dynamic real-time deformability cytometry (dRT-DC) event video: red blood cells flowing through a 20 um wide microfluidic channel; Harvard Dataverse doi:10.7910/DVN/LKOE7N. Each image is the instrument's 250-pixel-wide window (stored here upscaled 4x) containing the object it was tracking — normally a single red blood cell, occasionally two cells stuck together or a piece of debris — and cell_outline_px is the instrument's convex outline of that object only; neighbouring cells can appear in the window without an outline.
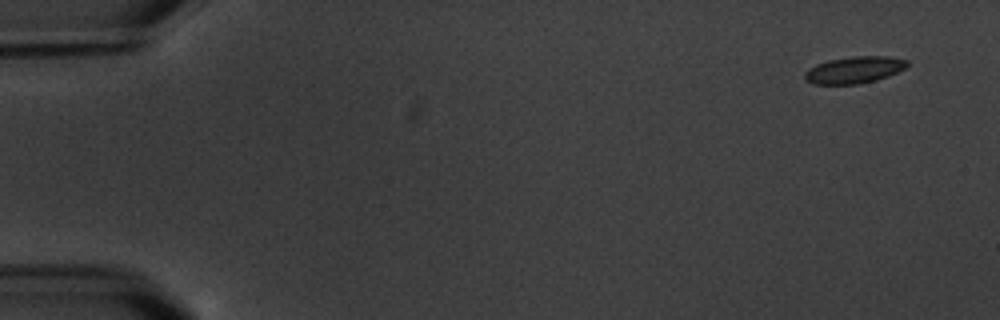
{"species": "common noctule bat (a hibernating species)", "species_latin": "Nyctalus noctula", "temperature_condition": "warm", "stored_images_in_passage": 6, "camera_frame_rate_fps": 3000, "um_per_image_px": 0.085, "animal": {"sex": "male", "body_mass_g": 20.1, "forearm_length_mm": 53.5}, "frame": {"image": 1, "passage_image": 1, "time_ms": 0.0, "image_size_px": [1000, 320], "cell_outline_px": [[908, 64], [904, 68], [888, 76], [876, 80], [856, 84], [812, 84], [804, 76], [804, 72], [808, 68], [816, 64], [828, 60], [852, 56], [888, 56], [908, 60]], "centroid_in_image_um": [72.59, 5.93], "position_along_channel_um": 12.4, "area_um2": 15.95}}
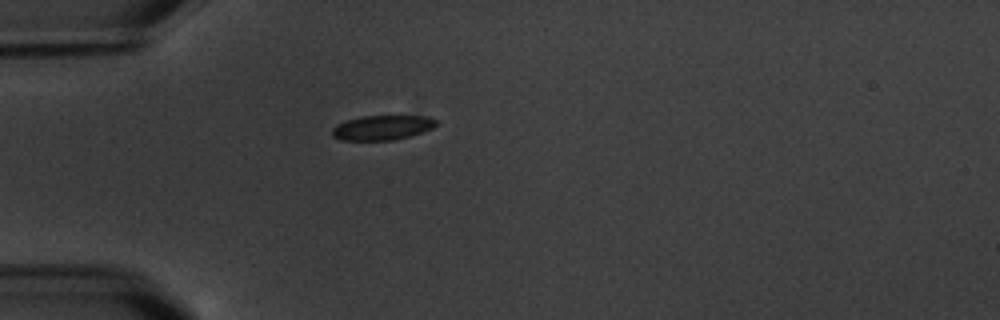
{"frame": {"image": 2, "passage_image": 5, "time_ms": 4.667, "image_size_px": [1000, 320], "cell_outline_px": [[436, 124], [432, 128], [424, 132], [412, 136], [392, 140], [340, 140], [332, 136], [332, 128], [336, 124], [360, 116], [428, 116], [436, 120]], "centroid_in_image_um": [32.48, 10.85], "position_along_channel_um": 52.5, "area_um2": 15.03}}